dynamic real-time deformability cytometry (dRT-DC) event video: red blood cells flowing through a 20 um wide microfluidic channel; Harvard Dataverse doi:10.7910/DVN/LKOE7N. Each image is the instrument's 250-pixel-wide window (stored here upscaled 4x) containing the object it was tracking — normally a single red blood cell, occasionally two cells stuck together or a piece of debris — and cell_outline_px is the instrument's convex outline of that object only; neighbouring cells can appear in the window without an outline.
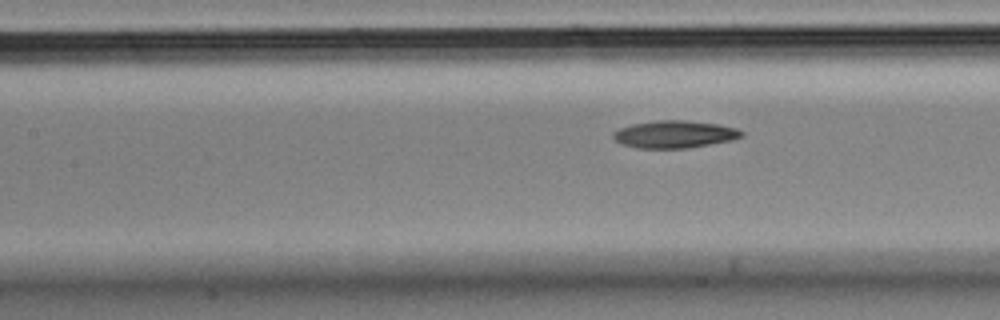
{"species": "Egyptian fruit bat (a non-hibernating species)", "species_latin": "Rousettus aegyptiacus", "temperature_condition": "cold", "stored_images_in_passage": 8, "camera_frame_rate_fps": 3000, "um_per_image_px": 0.085, "animal": {"sex": "male"}, "frame": {"image": 1, "passage_image": 8, "time_ms": 2.333, "image_size_px": [1000, 320], "cell_outline_px": [[744, 136], [732, 140], [688, 148], [636, 148], [620, 144], [612, 136], [612, 132], [620, 128], [632, 124], [656, 120], [684, 120], [720, 124], [736, 128], [744, 132]], "centroid_in_image_um": [57.34, 11.41], "position_along_channel_um": 150.1, "area_um2": 20.63}}